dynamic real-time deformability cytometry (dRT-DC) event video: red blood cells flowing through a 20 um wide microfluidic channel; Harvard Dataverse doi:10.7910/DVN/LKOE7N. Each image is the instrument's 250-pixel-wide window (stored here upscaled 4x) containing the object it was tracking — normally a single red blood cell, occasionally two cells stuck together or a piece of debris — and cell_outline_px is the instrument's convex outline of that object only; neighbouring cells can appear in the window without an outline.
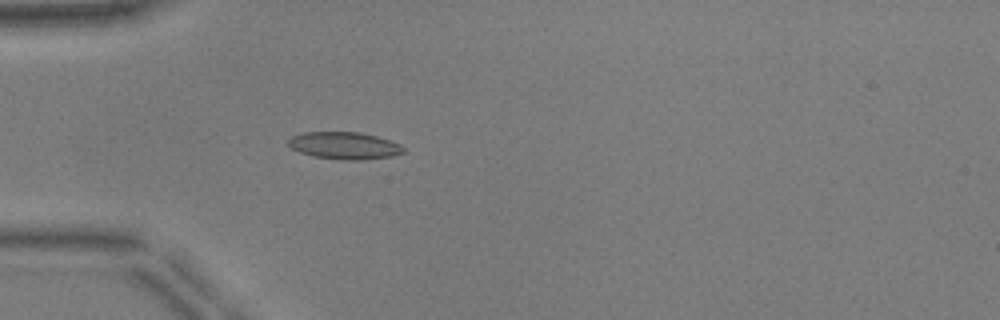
{"species": "common noctule bat (a hibernating species)", "species_latin": "Nyctalus noctula", "temperature_condition": "warm", "stored_images_in_passage": 38, "camera_frame_rate_fps": 3000, "um_per_image_px": 0.085, "animal": {"sex": "male", "body_mass_g": 17.9, "forearm_length_mm": 54.2}, "frame": {"image": 1, "passage_image": 2, "time_ms": 0.333, "image_size_px": [1000, 320], "cell_outline_px": [[404, 152], [392, 156], [360, 160], [344, 160], [312, 156], [300, 152], [292, 148], [288, 144], [288, 140], [292, 136], [304, 132], [360, 132], [376, 136], [400, 144], [404, 148]], "centroid_in_image_um": [29.26, 12.37], "position_along_channel_um": 55.7, "area_um2": 18.15}}
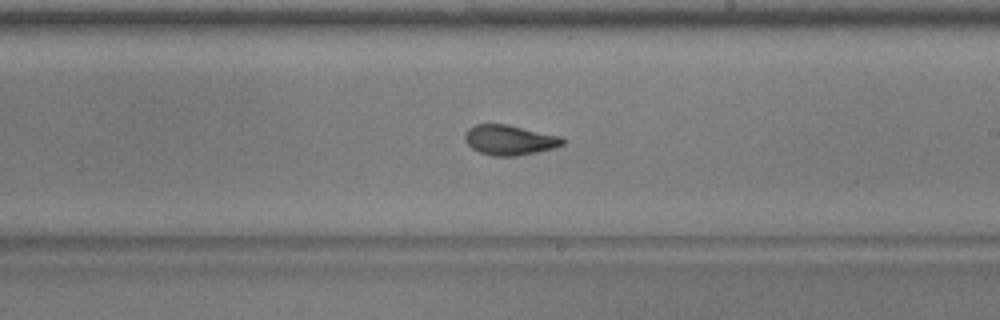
{"frame": {"image": 2, "passage_image": 17, "time_ms": 5.333, "image_size_px": [1000, 320], "cell_outline_px": [[564, 144], [552, 148], [536, 152], [516, 156], [492, 156], [480, 152], [472, 148], [464, 140], [464, 136], [468, 128], [476, 124], [504, 124], [560, 136], [564, 140]], "centroid_in_image_um": [43.27, 11.9], "position_along_channel_um": 245.7, "area_um2": 16.88}}
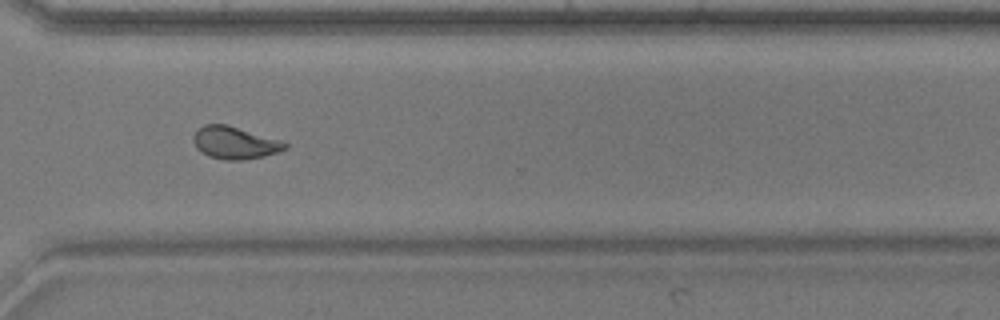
{"frame": {"image": 3, "passage_image": 25, "time_ms": 8.0, "image_size_px": [1000, 320], "cell_outline_px": [[288, 148], [264, 156], [240, 160], [224, 160], [208, 156], [200, 152], [196, 148], [192, 140], [192, 136], [204, 124], [228, 124], [280, 140], [288, 144]], "centroid_in_image_um": [19.92, 12.13], "position_along_channel_um": 350.7, "area_um2": 17.34}, "authors_computed_cell_mechanics": {"area_um2": 17.3111, "velocity_mm_per_s": 3.9354, "shape_relaxation_time_tau1_ms": 5.3769, "shape_relaxation_time_tau2_ms": 1.0805, "deformation_change_tau1": 0.1907, "deformation_change_tau2": 0.0705}}